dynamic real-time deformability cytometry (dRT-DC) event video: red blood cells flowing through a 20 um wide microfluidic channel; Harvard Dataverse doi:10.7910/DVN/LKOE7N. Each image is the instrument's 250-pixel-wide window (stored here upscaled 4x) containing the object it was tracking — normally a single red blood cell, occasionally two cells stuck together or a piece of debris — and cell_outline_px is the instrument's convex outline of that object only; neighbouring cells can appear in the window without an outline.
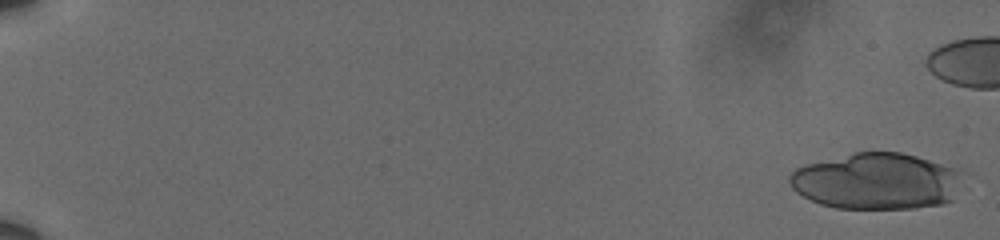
{"species": "human", "species_latin": "Homo sapiens", "temperature_condition": "cold", "stored_images_in_passage": 25, "camera_frame_rate_fps": 3000, "um_per_image_px": 0.085, "donor": {"sex": "male"}, "frame": {"image": 1, "passage_image": 1, "time_ms": 0.0, "image_size_px": [1000, 240], "cell_outline_px": [[956, 172], [952, 200], [944, 204], [916, 208], [836, 208], [820, 204], [796, 192], [792, 188], [788, 180], [788, 176], [796, 168], [804, 164], [856, 152], [900, 152], [916, 156], [956, 168]], "centroid_in_image_um": [74.39, 15.4], "position_along_channel_um": 10.6, "area_um2": 56.07}}